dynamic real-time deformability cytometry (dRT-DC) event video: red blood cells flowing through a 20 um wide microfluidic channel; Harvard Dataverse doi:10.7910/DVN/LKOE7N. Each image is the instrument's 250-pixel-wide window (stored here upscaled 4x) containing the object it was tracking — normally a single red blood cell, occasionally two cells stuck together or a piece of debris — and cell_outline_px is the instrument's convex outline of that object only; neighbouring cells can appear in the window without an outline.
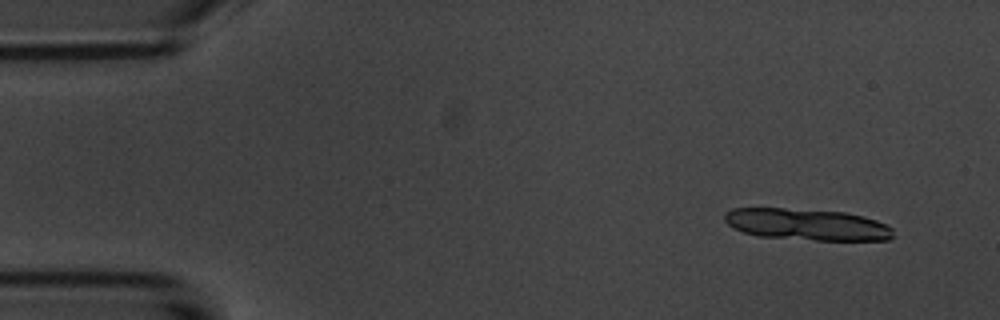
{"species": "common noctule bat (a hibernating species)", "species_latin": "Nyctalus noctula", "temperature_condition": "room temperature", "stored_images_in_passage": 15, "camera_frame_rate_fps": 3000, "um_per_image_px": 0.085, "animal": {"sex": "male", "body_mass_g": 20.1, "forearm_length_mm": 53.5}, "frame": {"image": 1, "passage_image": 1, "time_ms": 0.0, "image_size_px": [1000, 320], "cell_outline_px": [[892, 236], [888, 240], [816, 240], [756, 236], [732, 228], [724, 220], [724, 212], [732, 208], [784, 208], [844, 212], [876, 220], [888, 224], [892, 228]], "centroid_in_image_um": [68.54, 19.08], "position_along_channel_um": 16.5, "area_um2": 31.04}}
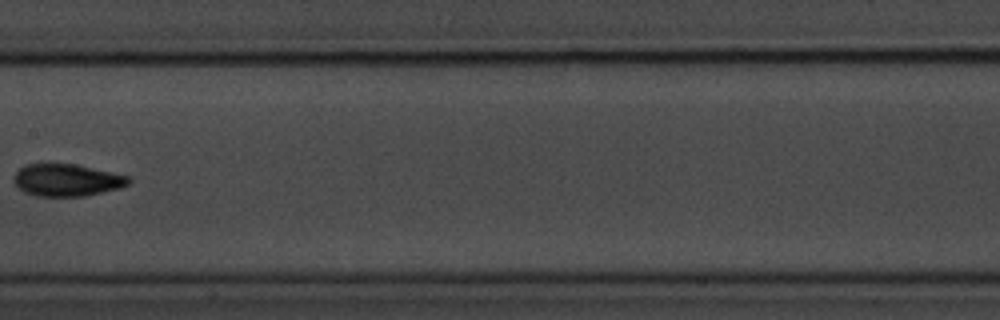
{"frame": {"image": 2, "passage_image": 7, "time_ms": 8.0, "image_size_px": [1000, 320], "cell_outline_px": [[132, 180], [128, 184], [120, 188], [84, 196], [36, 196], [24, 192], [16, 184], [12, 176], [24, 164], [76, 164], [112, 172], [128, 176]], "centroid_in_image_um": [5.68, 15.3], "position_along_channel_um": 201.7, "area_um2": 21.5}}
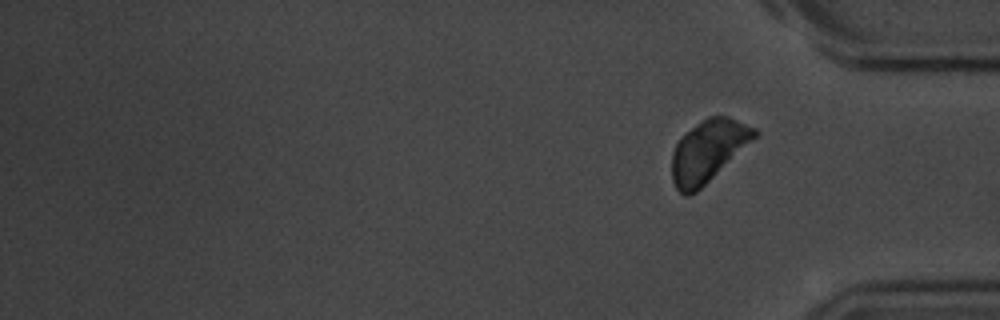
{"frame": {"image": 3, "passage_image": 15, "time_ms": 18.0, "image_size_px": [1000, 320], "cell_outline_px": [[760, 132], [752, 140], [696, 192], [688, 196], [684, 196], [676, 188], [672, 180], [672, 152], [676, 144], [700, 120], [708, 116], [728, 116], [756, 128]], "centroid_in_image_um": [60.17, 12.83], "position_along_channel_um": 375.0, "area_um2": 29.13}, "authors_computed_cell_mechanics": {"area_um2": 20.6346, "velocity_mm_per_s": 3.6679, "shape_relaxation_time_tau1_ms": 5.0325, "shape_relaxation_time_tau2_ms": 2.7934, "deformation_change_tau1": 0.1603, "deformation_change_tau2": 0.0755}}